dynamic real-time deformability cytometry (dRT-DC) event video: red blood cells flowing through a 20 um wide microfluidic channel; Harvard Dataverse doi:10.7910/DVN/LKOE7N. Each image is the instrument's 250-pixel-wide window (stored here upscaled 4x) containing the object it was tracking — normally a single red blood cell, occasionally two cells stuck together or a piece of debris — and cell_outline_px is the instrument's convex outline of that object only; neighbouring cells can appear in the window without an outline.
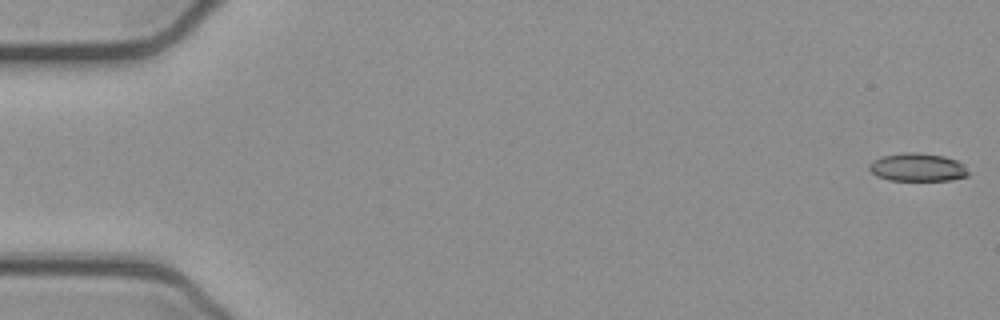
{"species": "common noctule bat (a hibernating species)", "species_latin": "Nyctalus noctula", "temperature_condition": "cold", "stored_images_in_passage": 53, "camera_frame_rate_fps": 3000, "um_per_image_px": 0.085, "animal": {"sex": "female", "body_mass_g": 21.9}, "frame": {"image": 1, "passage_image": 1, "time_ms": 0.0, "image_size_px": [1000, 320], "cell_outline_px": [[968, 176], [952, 180], [888, 180], [876, 176], [868, 168], [868, 164], [872, 160], [884, 156], [904, 152], [912, 152], [944, 156], [956, 160], [964, 164], [968, 172]], "centroid_in_image_um": [77.98, 14.22], "position_along_channel_um": 7.0, "area_um2": 16.24}}
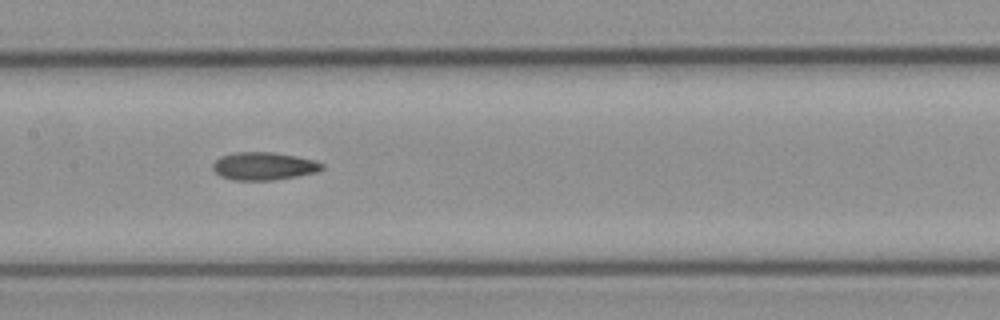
{"frame": {"image": 2, "passage_image": 26, "time_ms": 8.333, "image_size_px": [1000, 320], "cell_outline_px": [[324, 168], [316, 172], [296, 176], [272, 180], [232, 180], [220, 176], [212, 168], [212, 164], [220, 156], [232, 152], [272, 152], [296, 156], [316, 160], [324, 164]], "centroid_in_image_um": [22.41, 14.11], "position_along_channel_um": 185.0, "area_um2": 17.8}}
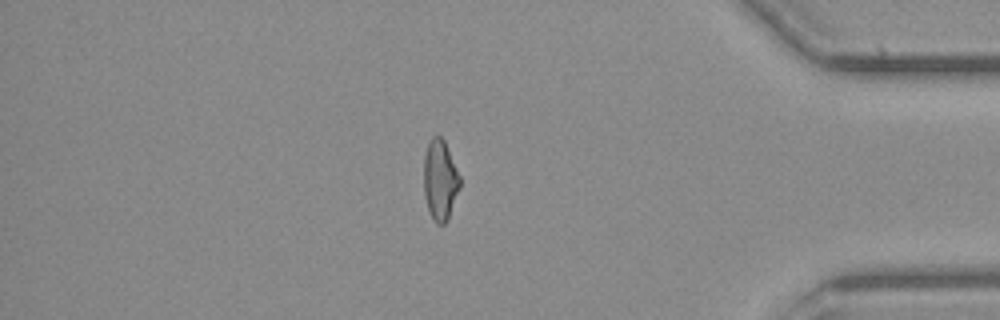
{"frame": {"image": 3, "passage_image": 45, "time_ms": 14.667, "image_size_px": [1000, 320], "cell_outline_px": [[460, 188], [448, 220], [444, 224], [436, 224], [428, 212], [424, 196], [424, 156], [428, 144], [432, 136], [440, 136], [444, 140], [460, 176]], "centroid_in_image_um": [37.4, 15.34], "position_along_channel_um": 397.8, "area_um2": 17.05}, "authors_computed_cell_mechanics": {"area_um2": 17.34, "velocity_mm_per_s": 3.9151, "shape_relaxation_time_tau1_ms": null, "shape_relaxation_time_tau2_ms": 3.7547, "deformation_change_tau1": null, "deformation_change_tau2": 0.1207}}